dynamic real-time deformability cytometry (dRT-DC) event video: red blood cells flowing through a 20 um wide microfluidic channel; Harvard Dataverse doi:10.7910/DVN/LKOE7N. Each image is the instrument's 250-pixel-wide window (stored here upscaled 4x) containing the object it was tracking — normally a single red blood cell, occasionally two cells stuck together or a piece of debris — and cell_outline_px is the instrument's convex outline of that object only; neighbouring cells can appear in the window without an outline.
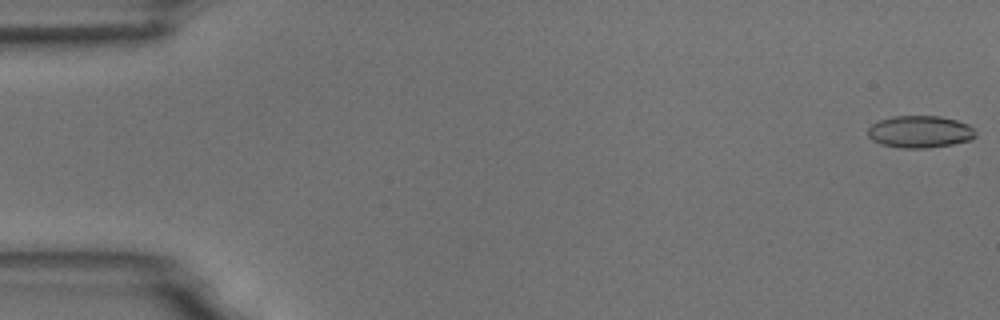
{"species": "common noctule bat (a hibernating species)", "species_latin": "Nyctalus noctula", "temperature_condition": "room temperature", "stored_images_in_passage": 5, "camera_frame_rate_fps": 3000, "um_per_image_px": 0.085, "animal": {"sex": "male", "body_mass_g": 18.8}, "frame": {"image": 1, "passage_image": 1, "time_ms": 0.0, "image_size_px": [1000, 320], "cell_outline_px": [[976, 136], [968, 140], [952, 144], [928, 148], [900, 148], [880, 144], [872, 140], [868, 136], [868, 128], [872, 124], [880, 120], [892, 116], [940, 116], [956, 120], [968, 124], [976, 132]], "centroid_in_image_um": [78.17, 11.2], "position_along_channel_um": 6.8, "area_um2": 20.17}}
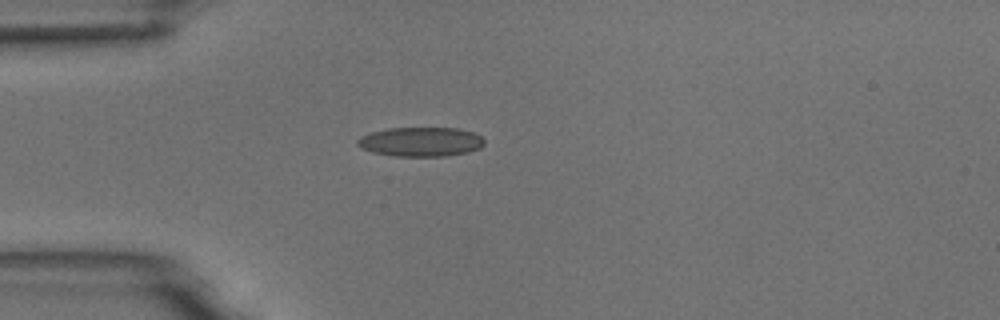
{"frame": {"image": 2, "passage_image": 5, "time_ms": 4.667, "image_size_px": [1000, 320], "cell_outline_px": [[484, 144], [480, 148], [468, 152], [444, 156], [396, 156], [372, 152], [360, 148], [356, 144], [356, 140], [360, 136], [372, 132], [388, 128], [456, 128], [472, 132], [480, 136], [484, 140]], "centroid_in_image_um": [35.73, 12.05], "position_along_channel_um": 49.3, "area_um2": 21.68}}